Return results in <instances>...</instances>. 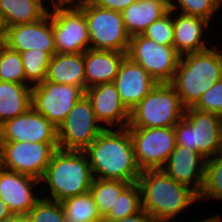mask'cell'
I'll list each match as a JSON object with an SVG mask.
<instances>
[{
    "label": "cell",
    "instance_id": "obj_14",
    "mask_svg": "<svg viewBox=\"0 0 222 222\" xmlns=\"http://www.w3.org/2000/svg\"><path fill=\"white\" fill-rule=\"evenodd\" d=\"M2 43L20 53L30 49H39L52 57L56 53V48L49 11L38 21L6 27Z\"/></svg>",
    "mask_w": 222,
    "mask_h": 222
},
{
    "label": "cell",
    "instance_id": "obj_22",
    "mask_svg": "<svg viewBox=\"0 0 222 222\" xmlns=\"http://www.w3.org/2000/svg\"><path fill=\"white\" fill-rule=\"evenodd\" d=\"M169 11V0H136L122 13L128 35H142L148 26Z\"/></svg>",
    "mask_w": 222,
    "mask_h": 222
},
{
    "label": "cell",
    "instance_id": "obj_18",
    "mask_svg": "<svg viewBox=\"0 0 222 222\" xmlns=\"http://www.w3.org/2000/svg\"><path fill=\"white\" fill-rule=\"evenodd\" d=\"M40 182L36 178L0 166V199L12 213L27 215L40 199L31 190Z\"/></svg>",
    "mask_w": 222,
    "mask_h": 222
},
{
    "label": "cell",
    "instance_id": "obj_35",
    "mask_svg": "<svg viewBox=\"0 0 222 222\" xmlns=\"http://www.w3.org/2000/svg\"><path fill=\"white\" fill-rule=\"evenodd\" d=\"M193 108L222 117V78L200 97Z\"/></svg>",
    "mask_w": 222,
    "mask_h": 222
},
{
    "label": "cell",
    "instance_id": "obj_37",
    "mask_svg": "<svg viewBox=\"0 0 222 222\" xmlns=\"http://www.w3.org/2000/svg\"><path fill=\"white\" fill-rule=\"evenodd\" d=\"M103 222H157L153 217H151L147 212L142 210L139 213H136L125 218L117 219L114 221H103Z\"/></svg>",
    "mask_w": 222,
    "mask_h": 222
},
{
    "label": "cell",
    "instance_id": "obj_39",
    "mask_svg": "<svg viewBox=\"0 0 222 222\" xmlns=\"http://www.w3.org/2000/svg\"><path fill=\"white\" fill-rule=\"evenodd\" d=\"M0 222H29V221L27 215L12 213L10 216L6 217Z\"/></svg>",
    "mask_w": 222,
    "mask_h": 222
},
{
    "label": "cell",
    "instance_id": "obj_17",
    "mask_svg": "<svg viewBox=\"0 0 222 222\" xmlns=\"http://www.w3.org/2000/svg\"><path fill=\"white\" fill-rule=\"evenodd\" d=\"M85 95L91 101L97 121L107 125L105 128L128 126L130 111L121 101L114 82L92 86L85 90Z\"/></svg>",
    "mask_w": 222,
    "mask_h": 222
},
{
    "label": "cell",
    "instance_id": "obj_4",
    "mask_svg": "<svg viewBox=\"0 0 222 222\" xmlns=\"http://www.w3.org/2000/svg\"><path fill=\"white\" fill-rule=\"evenodd\" d=\"M94 177L84 151L57 149L41 178L48 184L51 198L63 200L90 191Z\"/></svg>",
    "mask_w": 222,
    "mask_h": 222
},
{
    "label": "cell",
    "instance_id": "obj_3",
    "mask_svg": "<svg viewBox=\"0 0 222 222\" xmlns=\"http://www.w3.org/2000/svg\"><path fill=\"white\" fill-rule=\"evenodd\" d=\"M222 78V52L207 48L180 56L171 85L185 108L193 107L200 97Z\"/></svg>",
    "mask_w": 222,
    "mask_h": 222
},
{
    "label": "cell",
    "instance_id": "obj_7",
    "mask_svg": "<svg viewBox=\"0 0 222 222\" xmlns=\"http://www.w3.org/2000/svg\"><path fill=\"white\" fill-rule=\"evenodd\" d=\"M78 6L86 17L91 49L127 53L130 36L121 12L98 7L89 0Z\"/></svg>",
    "mask_w": 222,
    "mask_h": 222
},
{
    "label": "cell",
    "instance_id": "obj_43",
    "mask_svg": "<svg viewBox=\"0 0 222 222\" xmlns=\"http://www.w3.org/2000/svg\"><path fill=\"white\" fill-rule=\"evenodd\" d=\"M3 33H4V28H3V25L0 21V40L2 41V38H3Z\"/></svg>",
    "mask_w": 222,
    "mask_h": 222
},
{
    "label": "cell",
    "instance_id": "obj_1",
    "mask_svg": "<svg viewBox=\"0 0 222 222\" xmlns=\"http://www.w3.org/2000/svg\"><path fill=\"white\" fill-rule=\"evenodd\" d=\"M84 153L94 178L130 184L138 182L142 171L137 164L127 127L120 131L105 128Z\"/></svg>",
    "mask_w": 222,
    "mask_h": 222
},
{
    "label": "cell",
    "instance_id": "obj_30",
    "mask_svg": "<svg viewBox=\"0 0 222 222\" xmlns=\"http://www.w3.org/2000/svg\"><path fill=\"white\" fill-rule=\"evenodd\" d=\"M0 81L25 84V72L20 52L0 43Z\"/></svg>",
    "mask_w": 222,
    "mask_h": 222
},
{
    "label": "cell",
    "instance_id": "obj_32",
    "mask_svg": "<svg viewBox=\"0 0 222 222\" xmlns=\"http://www.w3.org/2000/svg\"><path fill=\"white\" fill-rule=\"evenodd\" d=\"M179 7L175 5V1L169 0V10L175 12L181 8V12L187 15L201 17L210 21L222 5V0H176Z\"/></svg>",
    "mask_w": 222,
    "mask_h": 222
},
{
    "label": "cell",
    "instance_id": "obj_11",
    "mask_svg": "<svg viewBox=\"0 0 222 222\" xmlns=\"http://www.w3.org/2000/svg\"><path fill=\"white\" fill-rule=\"evenodd\" d=\"M52 19L56 53H83L90 48V37L84 11L78 5L55 6Z\"/></svg>",
    "mask_w": 222,
    "mask_h": 222
},
{
    "label": "cell",
    "instance_id": "obj_13",
    "mask_svg": "<svg viewBox=\"0 0 222 222\" xmlns=\"http://www.w3.org/2000/svg\"><path fill=\"white\" fill-rule=\"evenodd\" d=\"M84 95L82 87L44 81L32 87V107L58 127Z\"/></svg>",
    "mask_w": 222,
    "mask_h": 222
},
{
    "label": "cell",
    "instance_id": "obj_26",
    "mask_svg": "<svg viewBox=\"0 0 222 222\" xmlns=\"http://www.w3.org/2000/svg\"><path fill=\"white\" fill-rule=\"evenodd\" d=\"M66 222H103L90 191L61 202Z\"/></svg>",
    "mask_w": 222,
    "mask_h": 222
},
{
    "label": "cell",
    "instance_id": "obj_29",
    "mask_svg": "<svg viewBox=\"0 0 222 222\" xmlns=\"http://www.w3.org/2000/svg\"><path fill=\"white\" fill-rule=\"evenodd\" d=\"M20 54L25 72V84L29 82L33 87L43 83L47 78L51 56L39 49H30Z\"/></svg>",
    "mask_w": 222,
    "mask_h": 222
},
{
    "label": "cell",
    "instance_id": "obj_36",
    "mask_svg": "<svg viewBox=\"0 0 222 222\" xmlns=\"http://www.w3.org/2000/svg\"><path fill=\"white\" fill-rule=\"evenodd\" d=\"M92 4L104 8L122 12L136 0H89Z\"/></svg>",
    "mask_w": 222,
    "mask_h": 222
},
{
    "label": "cell",
    "instance_id": "obj_15",
    "mask_svg": "<svg viewBox=\"0 0 222 222\" xmlns=\"http://www.w3.org/2000/svg\"><path fill=\"white\" fill-rule=\"evenodd\" d=\"M0 141L58 144L57 127L31 107L0 125Z\"/></svg>",
    "mask_w": 222,
    "mask_h": 222
},
{
    "label": "cell",
    "instance_id": "obj_27",
    "mask_svg": "<svg viewBox=\"0 0 222 222\" xmlns=\"http://www.w3.org/2000/svg\"><path fill=\"white\" fill-rule=\"evenodd\" d=\"M129 184L119 180L93 179L90 192L102 218L114 207L116 199Z\"/></svg>",
    "mask_w": 222,
    "mask_h": 222
},
{
    "label": "cell",
    "instance_id": "obj_34",
    "mask_svg": "<svg viewBox=\"0 0 222 222\" xmlns=\"http://www.w3.org/2000/svg\"><path fill=\"white\" fill-rule=\"evenodd\" d=\"M173 13V11L169 10L164 16L148 26L142 33V36L149 38L161 45L173 46L174 26L173 18L170 17Z\"/></svg>",
    "mask_w": 222,
    "mask_h": 222
},
{
    "label": "cell",
    "instance_id": "obj_28",
    "mask_svg": "<svg viewBox=\"0 0 222 222\" xmlns=\"http://www.w3.org/2000/svg\"><path fill=\"white\" fill-rule=\"evenodd\" d=\"M143 210L141 189L138 184H129L118 196L114 207H111L109 213L103 218V221H114L134 215Z\"/></svg>",
    "mask_w": 222,
    "mask_h": 222
},
{
    "label": "cell",
    "instance_id": "obj_25",
    "mask_svg": "<svg viewBox=\"0 0 222 222\" xmlns=\"http://www.w3.org/2000/svg\"><path fill=\"white\" fill-rule=\"evenodd\" d=\"M43 0H0V21L3 28L32 23L49 11Z\"/></svg>",
    "mask_w": 222,
    "mask_h": 222
},
{
    "label": "cell",
    "instance_id": "obj_41",
    "mask_svg": "<svg viewBox=\"0 0 222 222\" xmlns=\"http://www.w3.org/2000/svg\"><path fill=\"white\" fill-rule=\"evenodd\" d=\"M199 221L200 222H222L219 215L208 217L207 219H204L202 221L199 220ZM199 221H197V222H199Z\"/></svg>",
    "mask_w": 222,
    "mask_h": 222
},
{
    "label": "cell",
    "instance_id": "obj_21",
    "mask_svg": "<svg viewBox=\"0 0 222 222\" xmlns=\"http://www.w3.org/2000/svg\"><path fill=\"white\" fill-rule=\"evenodd\" d=\"M173 16V46L180 55L206 50L202 40L203 29L210 23L201 17L180 13Z\"/></svg>",
    "mask_w": 222,
    "mask_h": 222
},
{
    "label": "cell",
    "instance_id": "obj_19",
    "mask_svg": "<svg viewBox=\"0 0 222 222\" xmlns=\"http://www.w3.org/2000/svg\"><path fill=\"white\" fill-rule=\"evenodd\" d=\"M114 83L124 106L132 110L157 84L146 70L125 57Z\"/></svg>",
    "mask_w": 222,
    "mask_h": 222
},
{
    "label": "cell",
    "instance_id": "obj_31",
    "mask_svg": "<svg viewBox=\"0 0 222 222\" xmlns=\"http://www.w3.org/2000/svg\"><path fill=\"white\" fill-rule=\"evenodd\" d=\"M222 201V157L215 155L206 160L205 183L199 200Z\"/></svg>",
    "mask_w": 222,
    "mask_h": 222
},
{
    "label": "cell",
    "instance_id": "obj_42",
    "mask_svg": "<svg viewBox=\"0 0 222 222\" xmlns=\"http://www.w3.org/2000/svg\"><path fill=\"white\" fill-rule=\"evenodd\" d=\"M217 156L222 157V134H221V139H220V142H219V149H218V152H217Z\"/></svg>",
    "mask_w": 222,
    "mask_h": 222
},
{
    "label": "cell",
    "instance_id": "obj_33",
    "mask_svg": "<svg viewBox=\"0 0 222 222\" xmlns=\"http://www.w3.org/2000/svg\"><path fill=\"white\" fill-rule=\"evenodd\" d=\"M29 222H66L61 202L41 197L27 213Z\"/></svg>",
    "mask_w": 222,
    "mask_h": 222
},
{
    "label": "cell",
    "instance_id": "obj_20",
    "mask_svg": "<svg viewBox=\"0 0 222 222\" xmlns=\"http://www.w3.org/2000/svg\"><path fill=\"white\" fill-rule=\"evenodd\" d=\"M84 54L85 90L103 83L114 82L127 53L89 48Z\"/></svg>",
    "mask_w": 222,
    "mask_h": 222
},
{
    "label": "cell",
    "instance_id": "obj_8",
    "mask_svg": "<svg viewBox=\"0 0 222 222\" xmlns=\"http://www.w3.org/2000/svg\"><path fill=\"white\" fill-rule=\"evenodd\" d=\"M104 129L95 117L91 101L84 95L57 127L59 149L84 151Z\"/></svg>",
    "mask_w": 222,
    "mask_h": 222
},
{
    "label": "cell",
    "instance_id": "obj_23",
    "mask_svg": "<svg viewBox=\"0 0 222 222\" xmlns=\"http://www.w3.org/2000/svg\"><path fill=\"white\" fill-rule=\"evenodd\" d=\"M45 81L74 85L85 90L84 54L55 53L51 57Z\"/></svg>",
    "mask_w": 222,
    "mask_h": 222
},
{
    "label": "cell",
    "instance_id": "obj_6",
    "mask_svg": "<svg viewBox=\"0 0 222 222\" xmlns=\"http://www.w3.org/2000/svg\"><path fill=\"white\" fill-rule=\"evenodd\" d=\"M174 130L176 145L192 149L206 159L217 155L222 134L221 116L188 107Z\"/></svg>",
    "mask_w": 222,
    "mask_h": 222
},
{
    "label": "cell",
    "instance_id": "obj_38",
    "mask_svg": "<svg viewBox=\"0 0 222 222\" xmlns=\"http://www.w3.org/2000/svg\"><path fill=\"white\" fill-rule=\"evenodd\" d=\"M77 1V3H76ZM88 0H52L53 7L55 6H72V5H81Z\"/></svg>",
    "mask_w": 222,
    "mask_h": 222
},
{
    "label": "cell",
    "instance_id": "obj_10",
    "mask_svg": "<svg viewBox=\"0 0 222 222\" xmlns=\"http://www.w3.org/2000/svg\"><path fill=\"white\" fill-rule=\"evenodd\" d=\"M0 166L41 180L58 144L0 141Z\"/></svg>",
    "mask_w": 222,
    "mask_h": 222
},
{
    "label": "cell",
    "instance_id": "obj_2",
    "mask_svg": "<svg viewBox=\"0 0 222 222\" xmlns=\"http://www.w3.org/2000/svg\"><path fill=\"white\" fill-rule=\"evenodd\" d=\"M143 210L157 222H168L199 200L188 186L177 183L161 169L142 170L138 179Z\"/></svg>",
    "mask_w": 222,
    "mask_h": 222
},
{
    "label": "cell",
    "instance_id": "obj_24",
    "mask_svg": "<svg viewBox=\"0 0 222 222\" xmlns=\"http://www.w3.org/2000/svg\"><path fill=\"white\" fill-rule=\"evenodd\" d=\"M32 107V87L0 81V125Z\"/></svg>",
    "mask_w": 222,
    "mask_h": 222
},
{
    "label": "cell",
    "instance_id": "obj_9",
    "mask_svg": "<svg viewBox=\"0 0 222 222\" xmlns=\"http://www.w3.org/2000/svg\"><path fill=\"white\" fill-rule=\"evenodd\" d=\"M180 54L174 46H165L142 35L130 37L127 57L142 66L157 83H171Z\"/></svg>",
    "mask_w": 222,
    "mask_h": 222
},
{
    "label": "cell",
    "instance_id": "obj_12",
    "mask_svg": "<svg viewBox=\"0 0 222 222\" xmlns=\"http://www.w3.org/2000/svg\"><path fill=\"white\" fill-rule=\"evenodd\" d=\"M142 170L161 169L176 147L174 127L128 128Z\"/></svg>",
    "mask_w": 222,
    "mask_h": 222
},
{
    "label": "cell",
    "instance_id": "obj_5",
    "mask_svg": "<svg viewBox=\"0 0 222 222\" xmlns=\"http://www.w3.org/2000/svg\"><path fill=\"white\" fill-rule=\"evenodd\" d=\"M185 107L170 83H157L129 113L127 128L174 127Z\"/></svg>",
    "mask_w": 222,
    "mask_h": 222
},
{
    "label": "cell",
    "instance_id": "obj_40",
    "mask_svg": "<svg viewBox=\"0 0 222 222\" xmlns=\"http://www.w3.org/2000/svg\"><path fill=\"white\" fill-rule=\"evenodd\" d=\"M12 212L9 207L0 199V221L10 216Z\"/></svg>",
    "mask_w": 222,
    "mask_h": 222
},
{
    "label": "cell",
    "instance_id": "obj_16",
    "mask_svg": "<svg viewBox=\"0 0 222 222\" xmlns=\"http://www.w3.org/2000/svg\"><path fill=\"white\" fill-rule=\"evenodd\" d=\"M206 160L200 153L176 145L161 170L199 196L205 183Z\"/></svg>",
    "mask_w": 222,
    "mask_h": 222
}]
</instances>
